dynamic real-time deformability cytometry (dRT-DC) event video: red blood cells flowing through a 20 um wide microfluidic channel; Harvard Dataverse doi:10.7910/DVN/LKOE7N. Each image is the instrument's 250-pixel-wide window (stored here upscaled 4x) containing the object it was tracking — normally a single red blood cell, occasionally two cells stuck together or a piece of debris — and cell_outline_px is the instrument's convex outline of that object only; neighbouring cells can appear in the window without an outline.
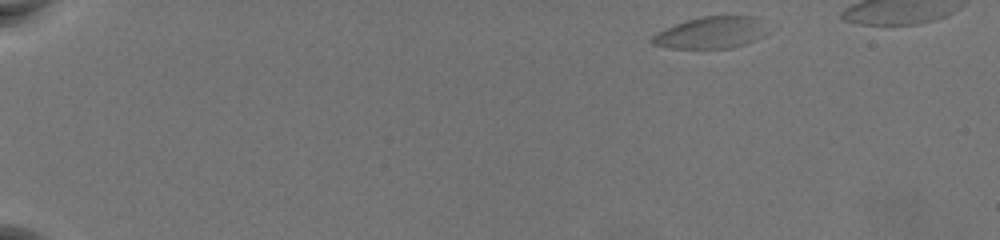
{"species": "common noctule bat (a hibernating species)", "species_latin": "Nyctalus noctula", "temperature_condition": "warm", "stored_images_in_passage": 52, "camera_frame_rate_fps": 3000, "um_per_image_px": 0.085, "animal": {"sex": "female", "body_mass_g": 19.5, "forearm_length_mm": 54.1}, "frame": {"image": 1, "passage_image": 1, "time_ms": 0.0, "image_size_px": [1000, 240], "cell_outline_px": [[756, 28], [752, 40], [744, 44], [728, 48], [672, 48], [652, 44], [648, 40], [652, 36], [676, 24], [688, 20], [704, 16], [748, 16], [756, 20]], "centroid_in_image_um": [60.16, 2.8], "position_along_channel_um": 24.8, "area_um2": 19.59}}
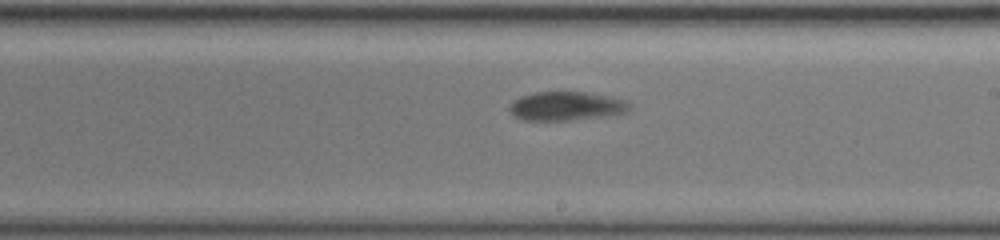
{"frame": {"image": 2, "passage_image": 31, "time_ms": 10.0, "image_size_px": [1000, 240], "cell_outline_px": [[632, 108], [624, 112], [600, 116], [568, 120], [520, 120], [512, 116], [508, 108], [512, 100], [520, 96], [536, 92], [584, 92], [608, 96], [624, 100]], "centroid_in_image_um": [48.02, 9.01], "position_along_channel_um": 241.0, "area_um2": 20.0}}
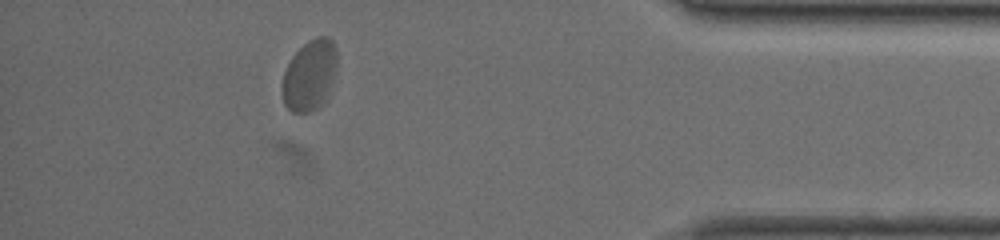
{"frame": {"image": 3, "passage_image": 48, "time_ms": 15.667, "image_size_px": [1000, 240], "cell_outline_px": [[336, 68], [328, 100], [324, 104], [308, 112], [292, 112], [284, 104], [284, 72], [292, 56], [304, 44], [316, 36], [328, 36], [332, 40], [336, 48]], "centroid_in_image_um": [26.37, 6.39], "position_along_channel_um": 408.8, "area_um2": 22.48}}